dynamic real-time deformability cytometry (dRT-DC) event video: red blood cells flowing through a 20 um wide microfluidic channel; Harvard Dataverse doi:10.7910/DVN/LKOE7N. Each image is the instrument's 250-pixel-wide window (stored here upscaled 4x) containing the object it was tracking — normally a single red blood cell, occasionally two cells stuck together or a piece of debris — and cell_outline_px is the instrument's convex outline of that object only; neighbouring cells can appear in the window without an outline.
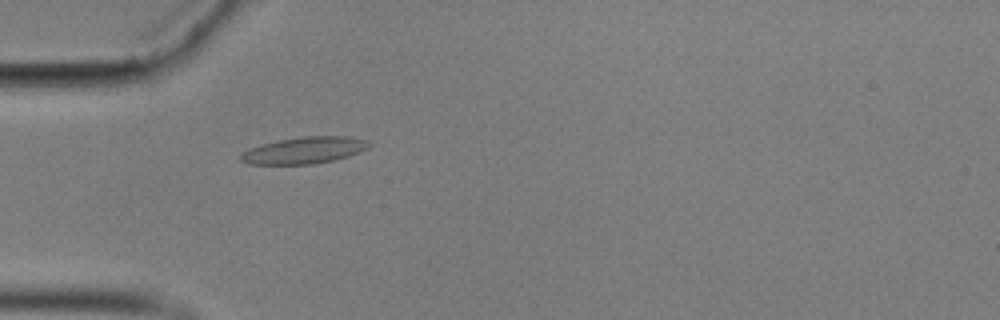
{"species": "common noctule bat (a hibernating species)", "species_latin": "Nyctalus noctula", "temperature_condition": "cold", "stored_images_in_passage": 45, "camera_frame_rate_fps": 3000, "um_per_image_px": 0.085, "animal": {"sex": "male", "body_mass_g": 17.9}, "frame": {"image": 1, "passage_image": 5, "time_ms": 1.333, "image_size_px": [1000, 320], "cell_outline_px": [[372, 144], [368, 148], [360, 152], [348, 156], [332, 160], [312, 164], [248, 164], [240, 160], [240, 156], [248, 148], [280, 140], [304, 136], [352, 136], [368, 140]], "centroid_in_image_um": [25.91, 12.77], "position_along_channel_um": 59.1, "area_um2": 19.88}}
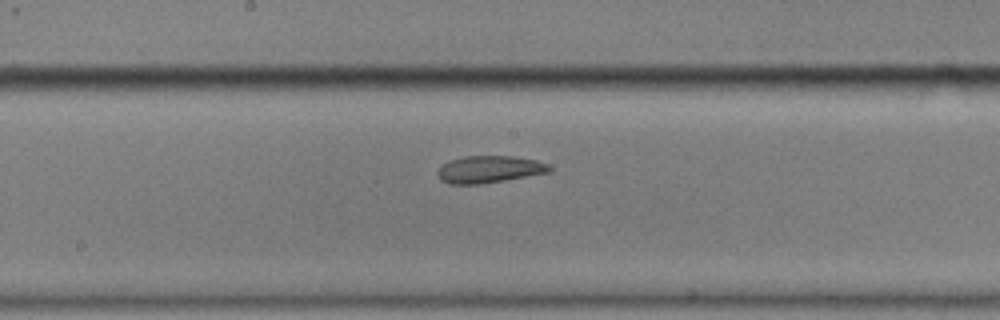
{"frame": {"image": 2, "passage_image": 18, "time_ms": 5.667, "image_size_px": [1000, 320], "cell_outline_px": [[552, 172], [480, 184], [448, 184], [440, 180], [436, 172], [444, 164], [452, 160], [464, 156], [516, 156], [536, 160], [548, 164], [552, 168]], "centroid_in_image_um": [41.61, 14.39], "position_along_channel_um": 206.6, "area_um2": 17.69}}
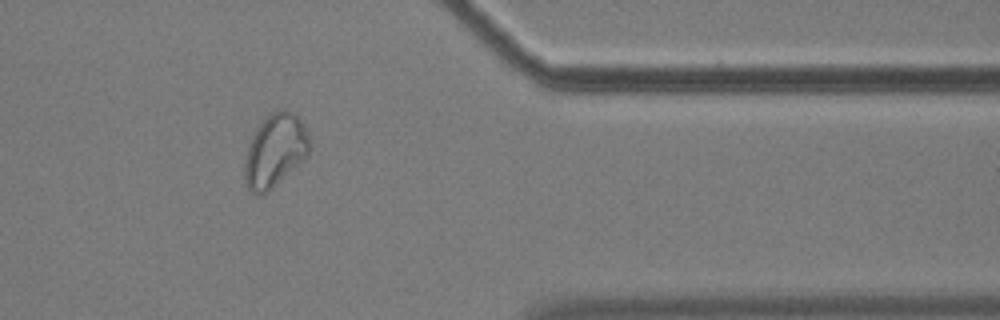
{"frame": {"image": 3, "passage_image": 35, "time_ms": 11.333, "image_size_px": [1000, 320], "cell_outline_px": [[308, 156], [264, 196], [256, 196], [248, 188], [244, 180], [244, 164], [248, 148], [256, 128], [272, 112], [280, 108], [284, 108], [292, 112], [300, 120], [308, 136]], "centroid_in_image_um": [23.35, 12.85], "position_along_channel_um": 388.0, "area_um2": 27.4}, "authors_computed_cell_mechanics": {"area_um2": 19.1318, "velocity_mm_per_s": 3.4928, "shape_relaxation_time_tau1_ms": null, "shape_relaxation_time_tau2_ms": 3.6058, "deformation_change_tau1": null, "deformation_change_tau2": 0.0937}}